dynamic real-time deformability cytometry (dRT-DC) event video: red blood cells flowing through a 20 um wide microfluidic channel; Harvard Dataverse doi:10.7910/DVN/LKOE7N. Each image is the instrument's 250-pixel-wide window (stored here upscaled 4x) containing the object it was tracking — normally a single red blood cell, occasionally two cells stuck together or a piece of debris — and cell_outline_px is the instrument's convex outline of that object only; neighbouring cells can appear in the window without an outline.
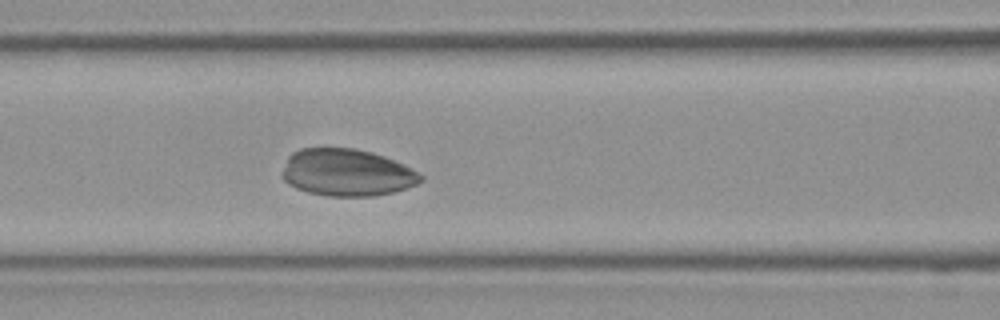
{"species": "Egyptian fruit bat (a non-hibernating species)", "species_latin": "Rousettus aegyptiacus", "temperature_condition": "room temperature", "stored_images_in_passage": 26, "camera_frame_rate_fps": 3000, "um_per_image_px": 0.085, "frame": {"image": 1, "passage_image": 9, "time_ms": 2.667, "image_size_px": [1000, 320], "cell_outline_px": [[424, 180], [408, 188], [392, 192], [372, 196], [328, 196], [308, 192], [296, 188], [288, 184], [280, 176], [280, 172], [288, 156], [292, 152], [300, 148], [356, 148], [372, 152], [384, 156], [404, 164], [424, 176]], "centroid_in_image_um": [29.46, 14.66], "position_along_channel_um": 137.1, "area_um2": 38.38}}
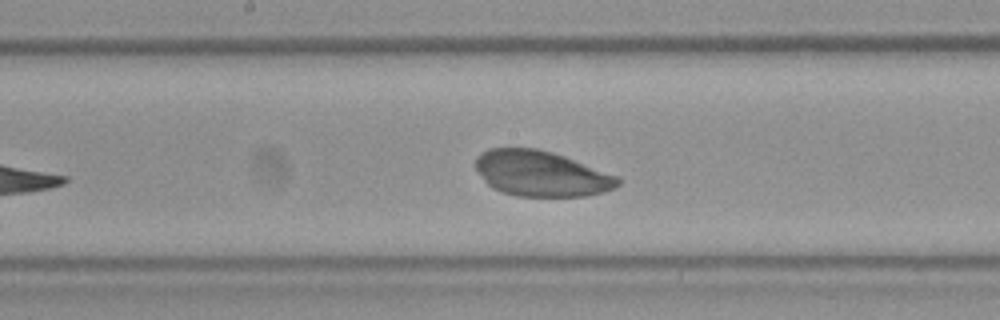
{"frame": {"image": 2, "passage_image": 13, "time_ms": 4.0, "image_size_px": [1000, 320], "cell_outline_px": [[620, 184], [612, 188], [600, 192], [584, 196], [516, 196], [492, 188], [476, 172], [476, 156], [480, 152], [488, 148], [536, 148], [552, 152], [564, 156], [616, 176], [620, 180]], "centroid_in_image_um": [45.92, 14.75], "position_along_channel_um": 202.3, "area_um2": 37.4}}
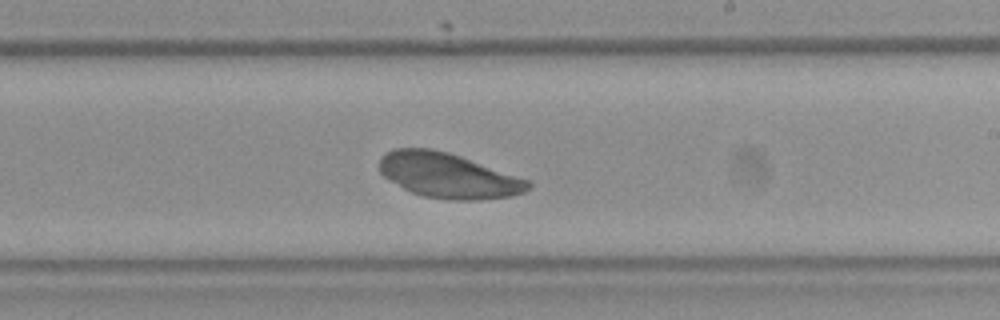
{"frame": {"image": 3, "passage_image": 16, "time_ms": 5.0, "image_size_px": [1000, 320], "cell_outline_px": [[532, 188], [524, 192], [512, 196], [480, 200], [452, 200], [424, 196], [412, 192], [404, 188], [384, 176], [380, 172], [380, 156], [384, 152], [392, 148], [432, 148], [448, 152], [532, 180]], "centroid_in_image_um": [38.14, 14.91], "position_along_channel_um": 250.9, "area_um2": 39.25}}